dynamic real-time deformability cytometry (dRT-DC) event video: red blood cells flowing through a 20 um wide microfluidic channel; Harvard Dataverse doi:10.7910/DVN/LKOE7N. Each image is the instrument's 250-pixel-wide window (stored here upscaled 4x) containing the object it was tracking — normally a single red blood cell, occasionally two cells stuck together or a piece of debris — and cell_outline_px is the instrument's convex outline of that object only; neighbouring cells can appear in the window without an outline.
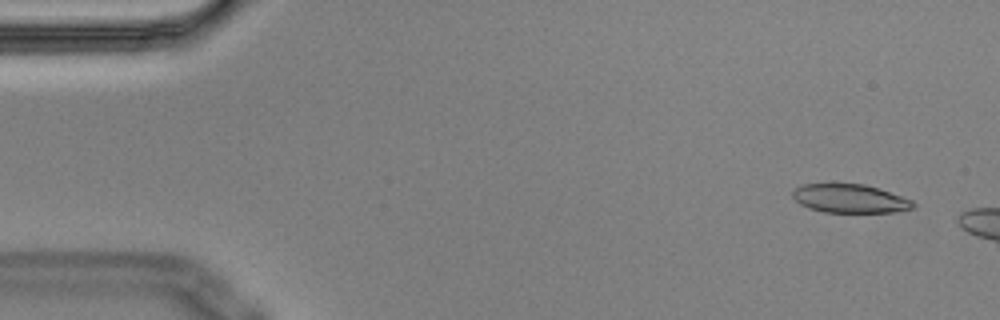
{"species": "Egyptian fruit bat (a non-hibernating species)", "species_latin": "Rousettus aegyptiacus", "temperature_condition": "cold", "stored_images_in_passage": 3, "camera_frame_rate_fps": 3000, "um_per_image_px": 0.085, "animal": {"sex": "male"}, "frame": {"image": 1, "passage_image": 1, "time_ms": 0.0, "image_size_px": [1000, 320], "cell_outline_px": [[916, 204], [912, 208], [892, 212], [824, 212], [808, 208], [800, 204], [792, 196], [792, 192], [796, 188], [804, 184], [832, 180], [864, 184], [880, 188], [912, 200]], "centroid_in_image_um": [72.18, 16.82], "position_along_channel_um": 12.8, "area_um2": 20.87}}